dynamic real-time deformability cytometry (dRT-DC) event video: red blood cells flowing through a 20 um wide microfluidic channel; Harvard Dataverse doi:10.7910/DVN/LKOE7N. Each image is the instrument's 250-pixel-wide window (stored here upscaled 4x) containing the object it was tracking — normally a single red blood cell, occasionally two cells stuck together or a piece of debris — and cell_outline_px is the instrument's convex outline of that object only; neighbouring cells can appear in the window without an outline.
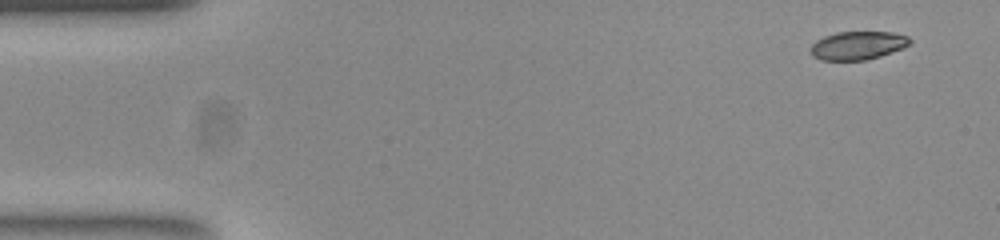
{"species": "common noctule bat (a hibernating species)", "species_latin": "Nyctalus noctula", "temperature_condition": "room temperature", "stored_images_in_passage": 50, "camera_frame_rate_fps": 3000, "um_per_image_px": 0.085, "animal": {"sex": "female", "body_mass_g": 23.0, "forearm_length_mm": 53.4}, "frame": {"image": 1, "passage_image": 1, "time_ms": 0.0, "image_size_px": [1000, 240], "cell_outline_px": [[912, 40], [904, 48], [868, 60], [820, 60], [812, 56], [808, 48], [816, 40], [824, 36], [836, 32], [892, 32], [908, 36]], "centroid_in_image_um": [72.88, 3.87], "position_along_channel_um": 12.1, "area_um2": 16.59}}
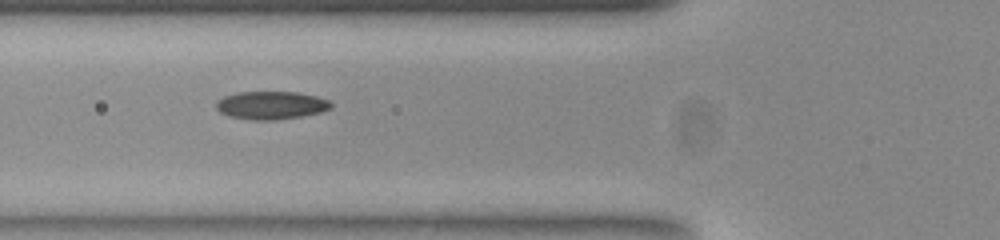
{"frame": {"image": 2, "passage_image": 17, "time_ms": 5.333, "image_size_px": [1000, 240], "cell_outline_px": [[332, 108], [320, 112], [300, 116], [272, 120], [252, 120], [228, 116], [220, 112], [216, 108], [216, 100], [224, 96], [236, 92], [296, 92], [316, 96], [328, 100], [332, 104]], "centroid_in_image_um": [23.01, 8.94], "position_along_channel_um": 102.8, "area_um2": 18.73}}
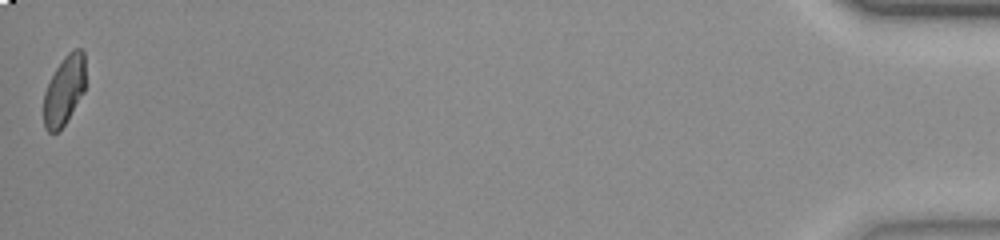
{"frame": {"image": 3, "passage_image": 50, "time_ms": 16.333, "image_size_px": [1000, 240], "cell_outline_px": [[84, 92], [64, 124], [56, 132], [48, 132], [44, 128], [44, 92], [56, 68], [64, 56], [72, 48], [80, 48], [84, 52]], "centroid_in_image_um": [5.45, 7.65], "position_along_channel_um": 429.7, "area_um2": 16.65}, "authors_computed_cell_mechanics": {"area_um2": 18.0625, "velocity_mm_per_s": 3.8985, "shape_relaxation_time_tau1_ms": 4.3557, "shape_relaxation_time_tau2_ms": 1.8054, "deformation_change_tau1": 0.1575, "deformation_change_tau2": 0.0656}}